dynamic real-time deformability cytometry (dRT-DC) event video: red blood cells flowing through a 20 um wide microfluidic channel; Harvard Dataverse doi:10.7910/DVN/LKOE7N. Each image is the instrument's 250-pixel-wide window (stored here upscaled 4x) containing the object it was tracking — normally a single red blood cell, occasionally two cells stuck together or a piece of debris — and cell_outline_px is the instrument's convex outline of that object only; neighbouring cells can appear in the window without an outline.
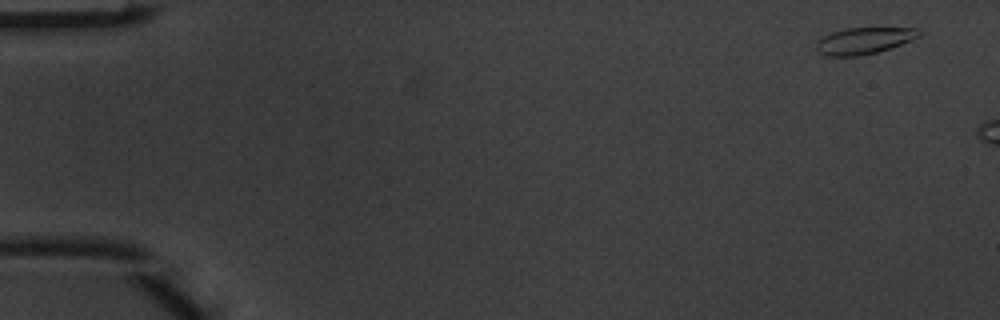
{"species": "common noctule bat (a hibernating species)", "species_latin": "Nyctalus noctula", "temperature_condition": "warm", "stored_images_in_passage": 3, "camera_frame_rate_fps": 3000, "um_per_image_px": 0.085, "animal": {"sex": "male", "body_mass_g": 20.1, "forearm_length_mm": 53.5}, "frame": {"image": 1, "passage_image": 1, "time_ms": 0.0, "image_size_px": [1000, 320], "cell_outline_px": [[920, 36], [900, 44], [876, 52], [856, 56], [828, 56], [816, 52], [816, 40], [832, 32], [848, 28], [916, 28], [920, 32]], "centroid_in_image_um": [73.37, 3.46], "position_along_channel_um": 11.6, "area_um2": 15.66}}